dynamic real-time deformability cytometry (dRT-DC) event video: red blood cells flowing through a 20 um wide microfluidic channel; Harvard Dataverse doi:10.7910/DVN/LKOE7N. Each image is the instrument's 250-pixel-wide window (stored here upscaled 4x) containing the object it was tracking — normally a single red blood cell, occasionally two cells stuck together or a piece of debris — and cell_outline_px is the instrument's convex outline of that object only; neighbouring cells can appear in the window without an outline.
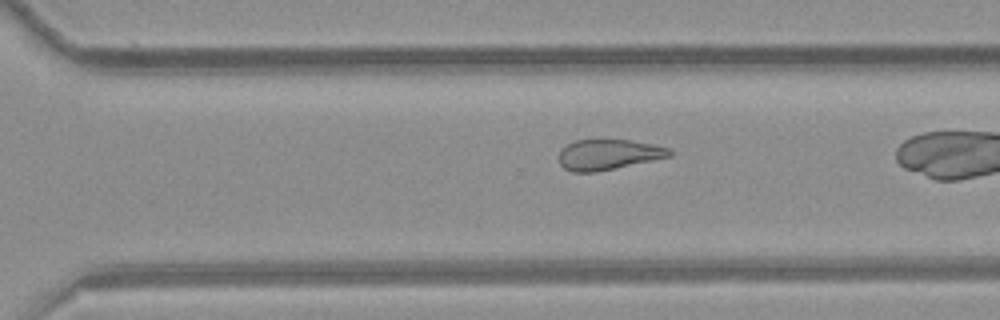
{"species": "common noctule bat (a hibernating species)", "species_latin": "Nyctalus noctula", "temperature_condition": "room temperature", "stored_images_in_passage": 29, "camera_frame_rate_fps": 3000, "um_per_image_px": 0.085, "animal": {"sex": "female", "body_mass_g": 21.9}, "frame": {"image": 1, "passage_image": 25, "time_ms": 8.0, "image_size_px": [1000, 320], "cell_outline_px": [[672, 156], [596, 172], [572, 172], [564, 168], [560, 164], [560, 148], [576, 140], [628, 140], [668, 148], [672, 152]], "centroid_in_image_um": [51.67, 13.15], "position_along_channel_um": 318.9, "area_um2": 19.31}}